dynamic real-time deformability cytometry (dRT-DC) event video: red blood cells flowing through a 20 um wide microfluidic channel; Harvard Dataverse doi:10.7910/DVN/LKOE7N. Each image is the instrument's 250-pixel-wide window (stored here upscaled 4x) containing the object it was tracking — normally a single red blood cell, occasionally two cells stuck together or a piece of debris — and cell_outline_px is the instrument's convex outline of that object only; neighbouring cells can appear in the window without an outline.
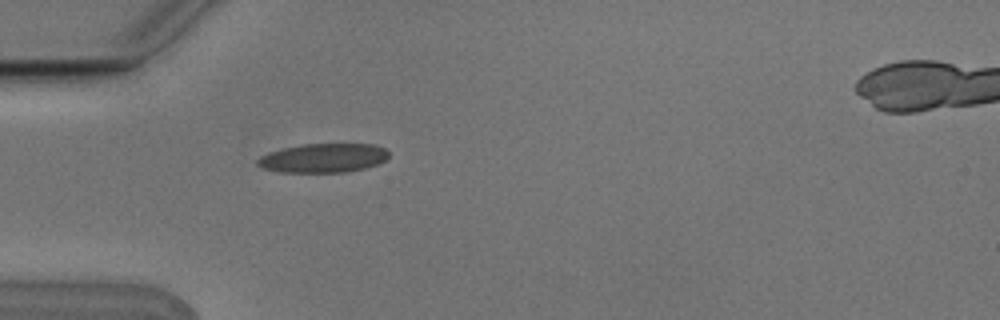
{"species": "Egyptian fruit bat (a non-hibernating species)", "species_latin": "Rousettus aegyptiacus", "temperature_condition": "cold", "stored_images_in_passage": 2, "camera_frame_rate_fps": 3000, "um_per_image_px": 0.085, "animal": {"sex": "male"}, "frame": {"image": 1, "passage_image": 1, "time_ms": 0.0, "image_size_px": [1000, 320], "cell_outline_px": [[388, 156], [384, 160], [376, 164], [364, 168], [344, 172], [280, 172], [264, 168], [256, 164], [256, 160], [260, 156], [268, 152], [300, 144], [372, 144], [384, 148], [388, 152]], "centroid_in_image_um": [27.44, 13.42], "position_along_channel_um": 57.6, "area_um2": 22.08}}